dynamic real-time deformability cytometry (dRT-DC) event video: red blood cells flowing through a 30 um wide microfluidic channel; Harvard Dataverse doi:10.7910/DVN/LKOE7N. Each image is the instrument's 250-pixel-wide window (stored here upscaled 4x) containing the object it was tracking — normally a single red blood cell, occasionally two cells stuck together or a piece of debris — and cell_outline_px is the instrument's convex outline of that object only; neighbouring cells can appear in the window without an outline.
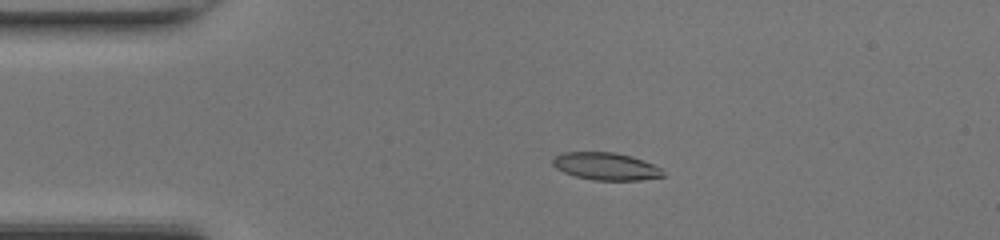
{"species": "common noctule bat (a hibernating species)", "species_latin": "Nyctalus noctula", "temperature_condition": "room temperature", "stored_images_in_passage": 48, "camera_frame_rate_fps": 3000, "um_per_image_px": 0.085, "animal": {"sex": "female", "body_mass_g": 17.0, "forearm_length_mm": 48.0}, "frame": {"image": 1, "passage_image": 10, "time_ms": 3.0, "image_size_px": [1000, 240], "cell_outline_px": [[668, 176], [640, 180], [592, 180], [576, 176], [564, 172], [556, 168], [552, 164], [552, 160], [556, 156], [564, 152], [612, 152], [632, 156], [652, 164], [660, 168]], "centroid_in_image_um": [51.52, 14.14], "position_along_channel_um": 33.5, "area_um2": 17.63}}
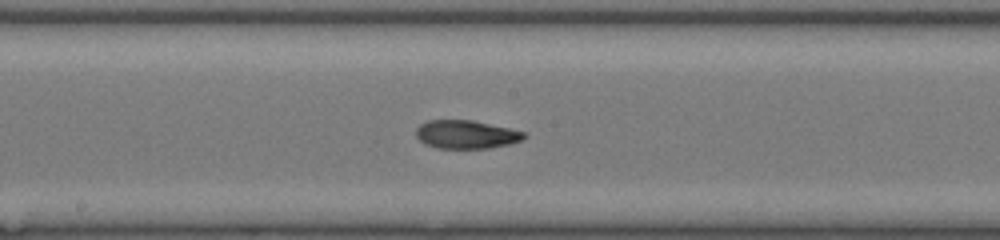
{"frame": {"image": 2, "passage_image": 25, "time_ms": 8.0, "image_size_px": [1000, 240], "cell_outline_px": [[528, 136], [520, 140], [508, 144], [488, 148], [436, 148], [424, 144], [416, 136], [416, 128], [420, 124], [428, 120], [472, 120], [508, 128], [524, 132]], "centroid_in_image_um": [39.58, 11.42], "position_along_channel_um": 208.6, "area_um2": 17.74}}
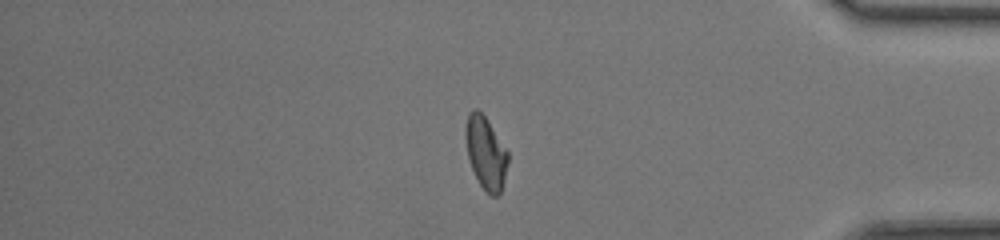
{"frame": {"image": 3, "passage_image": 40, "time_ms": 13.0, "image_size_px": [1000, 240], "cell_outline_px": [[508, 160], [504, 180], [500, 192], [496, 196], [492, 196], [480, 184], [468, 160], [464, 136], [464, 128], [468, 112], [472, 108], [476, 108], [484, 116], [508, 152]], "centroid_in_image_um": [41.25, 12.95], "position_along_channel_um": 394.0, "area_um2": 17.74}, "authors_computed_cell_mechanics": {"area_um2": 17.8602, "velocity_mm_per_s": 4.3445, "shape_relaxation_time_tau1_ms": 4.9639, "shape_relaxation_time_tau2_ms": 1.1639, "deformation_change_tau1": 0.1928, "deformation_change_tau2": 0.058}}